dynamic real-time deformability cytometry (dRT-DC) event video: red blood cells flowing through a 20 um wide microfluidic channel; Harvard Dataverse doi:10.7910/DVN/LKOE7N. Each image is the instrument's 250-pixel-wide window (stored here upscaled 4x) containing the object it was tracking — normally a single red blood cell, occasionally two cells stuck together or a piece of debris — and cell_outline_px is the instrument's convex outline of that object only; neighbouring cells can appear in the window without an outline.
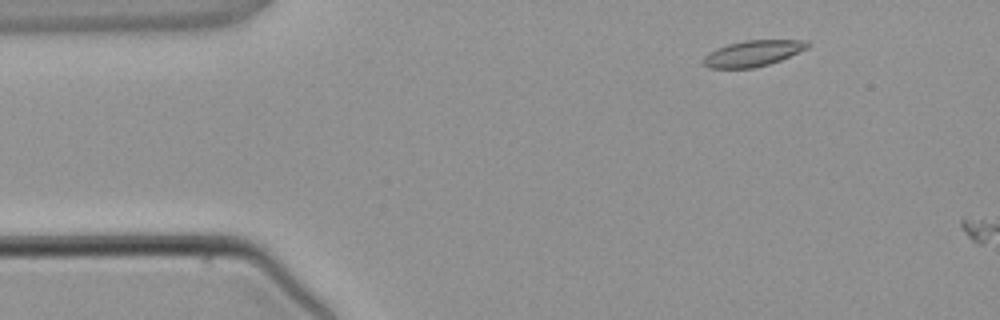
{"species": "common noctule bat (a hibernating species)", "species_latin": "Nyctalus noctula", "temperature_condition": "warm", "stored_images_in_passage": 2, "camera_frame_rate_fps": 3000, "um_per_image_px": 0.085, "animal": {"sex": "male", "body_mass_g": 21.5, "forearm_length_mm": 52.0}, "frame": {"image": 1, "passage_image": 1, "time_ms": 0.0, "image_size_px": [1000, 320], "cell_outline_px": [[812, 44], [808, 48], [780, 60], [768, 64], [752, 68], [708, 68], [704, 64], [704, 56], [708, 52], [716, 48], [728, 44], [744, 40], [808, 40]], "centroid_in_image_um": [64.01, 4.52], "position_along_channel_um": 21.0, "area_um2": 15.78}}